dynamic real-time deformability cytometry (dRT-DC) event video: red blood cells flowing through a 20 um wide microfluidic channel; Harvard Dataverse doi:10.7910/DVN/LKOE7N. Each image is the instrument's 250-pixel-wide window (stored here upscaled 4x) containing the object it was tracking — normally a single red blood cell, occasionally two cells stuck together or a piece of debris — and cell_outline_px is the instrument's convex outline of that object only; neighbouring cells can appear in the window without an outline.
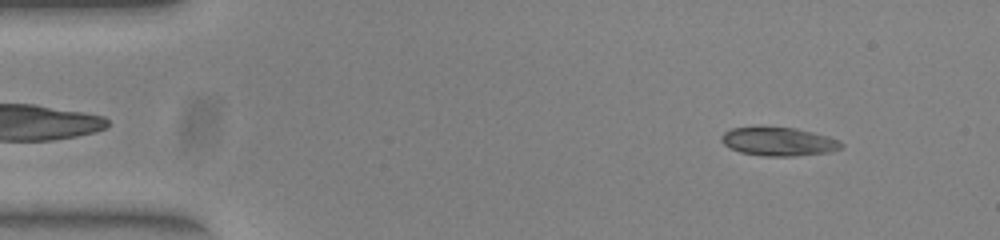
{"species": "common noctule bat (a hibernating species)", "species_latin": "Nyctalus noctula", "temperature_condition": "warm", "stored_images_in_passage": 51, "camera_frame_rate_fps": 3000, "um_per_image_px": 0.085, "animal": {"sex": "female", "body_mass_g": 23.0, "forearm_length_mm": 53.4}, "frame": {"image": 1, "passage_image": 5, "time_ms": 1.333, "image_size_px": [1000, 240], "cell_outline_px": [[844, 144], [840, 148], [828, 152], [796, 156], [764, 156], [740, 152], [724, 144], [720, 140], [720, 136], [724, 132], [732, 128], [756, 124], [796, 128], [828, 136], [840, 140]], "centroid_in_image_um": [66.13, 11.99], "position_along_channel_um": 18.9, "area_um2": 20.58}}
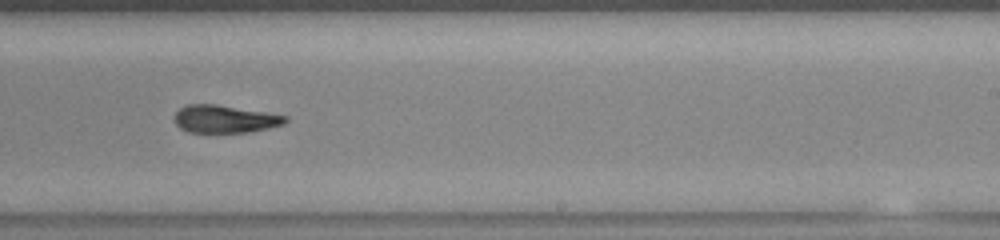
{"frame": {"image": 2, "passage_image": 31, "time_ms": 10.0, "image_size_px": [1000, 240], "cell_outline_px": [[288, 120], [284, 124], [268, 128], [248, 132], [188, 132], [180, 128], [176, 124], [176, 112], [180, 108], [188, 104], [216, 104], [288, 116]], "centroid_in_image_um": [19.12, 10.11], "position_along_channel_um": 269.9, "area_um2": 17.69}}
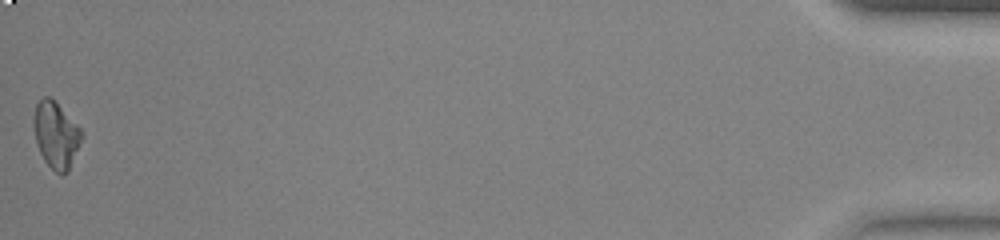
{"frame": {"image": 3, "passage_image": 51, "time_ms": 16.667, "image_size_px": [1000, 240], "cell_outline_px": [[84, 136], [68, 172], [60, 176], [44, 160], [40, 152], [36, 140], [32, 120], [36, 104], [44, 96], [48, 96], [84, 132]], "centroid_in_image_um": [4.77, 11.51], "position_along_channel_um": 430.4, "area_um2": 18.32}, "authors_computed_cell_mechanics": {"area_um2": 19.1318, "velocity_mm_per_s": 3.9335, "shape_relaxation_time_tau1_ms": 7.5937, "shape_relaxation_time_tau2_ms": 2.1354, "deformation_change_tau1": 0.2328, "deformation_change_tau2": 0.0901}}